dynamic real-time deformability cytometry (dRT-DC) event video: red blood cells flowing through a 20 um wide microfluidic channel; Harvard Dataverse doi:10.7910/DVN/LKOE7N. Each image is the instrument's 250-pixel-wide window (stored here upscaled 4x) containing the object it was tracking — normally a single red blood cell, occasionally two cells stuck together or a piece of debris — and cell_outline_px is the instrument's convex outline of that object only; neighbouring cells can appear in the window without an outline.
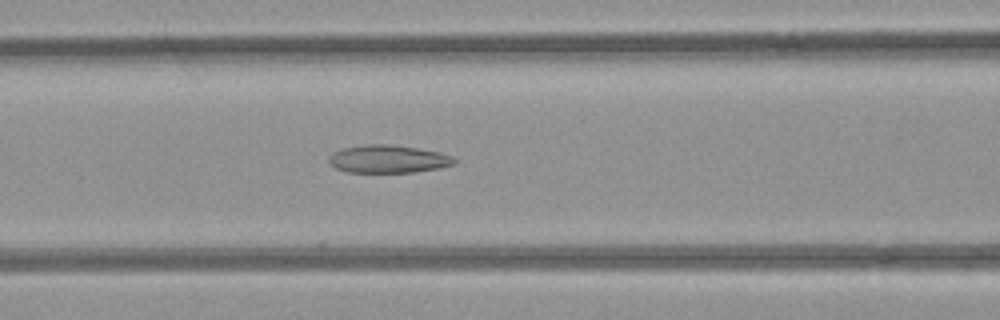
{"species": "common noctule bat (a hibernating species)", "species_latin": "Nyctalus noctula", "temperature_condition": "room temperature", "stored_images_in_passage": 48, "camera_frame_rate_fps": 3000, "um_per_image_px": 0.085, "animal": {"sex": "female", "body_mass_g": 21.9}, "frame": {"image": 1, "passage_image": 21, "time_ms": 6.667, "image_size_px": [1000, 320], "cell_outline_px": [[456, 164], [440, 168], [416, 172], [348, 172], [336, 168], [328, 160], [328, 156], [332, 152], [344, 148], [368, 144], [388, 144], [416, 148], [440, 152], [452, 156], [456, 160]], "centroid_in_image_um": [33.01, 13.52], "position_along_channel_um": 133.6, "area_um2": 20.35}}
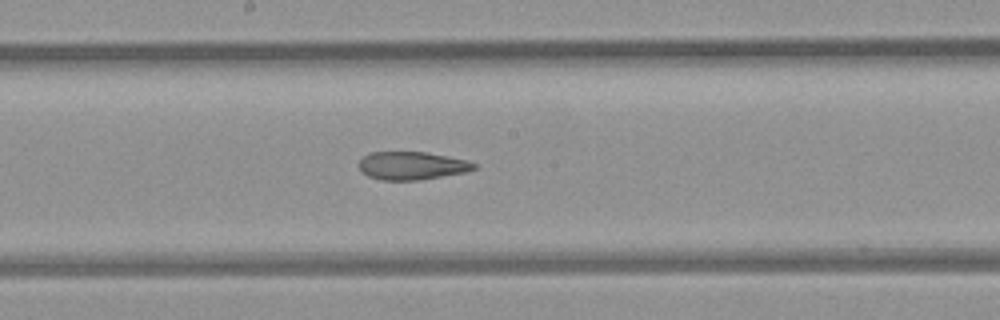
{"frame": {"image": 2, "passage_image": 27, "time_ms": 8.667, "image_size_px": [1000, 320], "cell_outline_px": [[476, 168], [464, 172], [420, 180], [380, 180], [368, 176], [360, 172], [356, 164], [364, 156], [372, 152], [428, 152], [448, 156], [464, 160], [476, 164]], "centroid_in_image_um": [34.93, 14.08], "position_along_channel_um": 213.3, "area_um2": 18.84}}
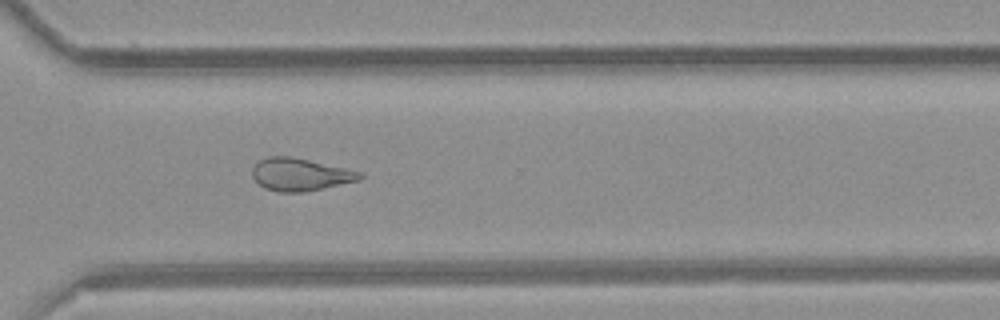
{"frame": {"image": 3, "passage_image": 37, "time_ms": 12.0, "image_size_px": [1000, 320], "cell_outline_px": [[364, 176], [360, 180], [304, 192], [280, 192], [264, 188], [252, 176], [252, 168], [260, 160], [268, 156], [292, 156], [344, 168], [360, 172]], "centroid_in_image_um": [25.5, 14.83], "position_along_channel_um": 345.1, "area_um2": 20.23}}